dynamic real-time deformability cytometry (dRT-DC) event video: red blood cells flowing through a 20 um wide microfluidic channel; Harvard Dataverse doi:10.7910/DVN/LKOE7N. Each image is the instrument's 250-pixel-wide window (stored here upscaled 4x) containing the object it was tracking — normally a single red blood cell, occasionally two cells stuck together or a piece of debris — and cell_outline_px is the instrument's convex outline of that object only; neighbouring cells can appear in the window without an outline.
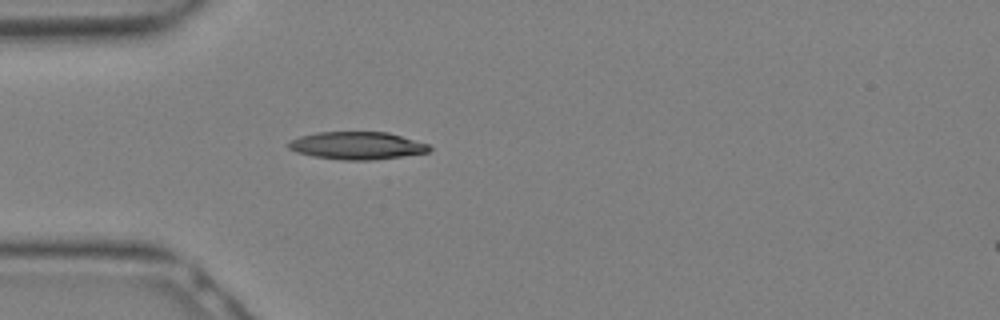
{"species": "Egyptian fruit bat (a non-hibernating species)", "species_latin": "Rousettus aegyptiacus", "temperature_condition": "warm", "stored_images_in_passage": 5, "camera_frame_rate_fps": 3000, "um_per_image_px": 0.085, "animal": {"sex": "female"}, "frame": {"image": 1, "passage_image": 1, "time_ms": 0.0, "image_size_px": [1000, 320], "cell_outline_px": [[432, 148], [428, 152], [404, 156], [372, 160], [344, 160], [312, 156], [296, 152], [288, 148], [284, 144], [288, 140], [300, 136], [316, 132], [388, 132], [428, 144]], "centroid_in_image_um": [30.29, 12.37], "position_along_channel_um": 54.7, "area_um2": 22.83}}
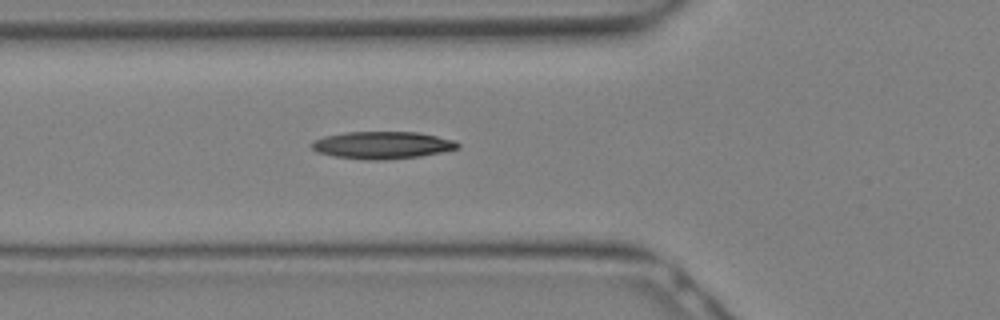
{"frame": {"image": 2, "passage_image": 3, "time_ms": 0.667, "image_size_px": [1000, 320], "cell_outline_px": [[460, 148], [420, 156], [380, 160], [368, 160], [332, 156], [316, 152], [312, 148], [312, 140], [324, 136], [348, 132], [416, 132], [436, 136], [452, 140], [460, 144]], "centroid_in_image_um": [32.45, 12.34], "position_along_channel_um": 93.3, "area_um2": 23.12}}
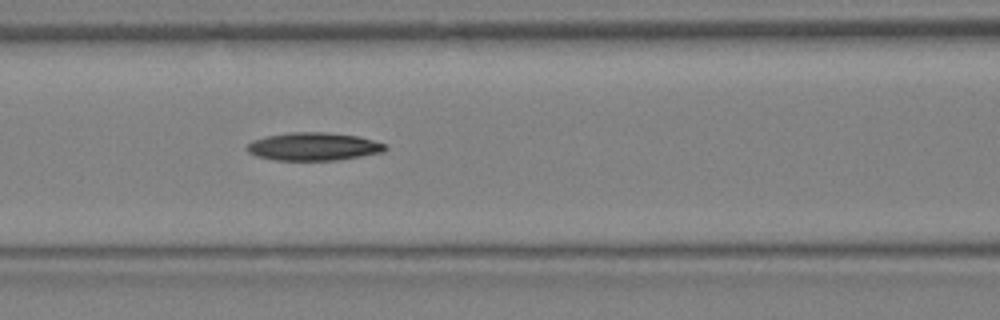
{"frame": {"image": 3, "passage_image": 5, "time_ms": 1.333, "image_size_px": [1000, 320], "cell_outline_px": [[388, 148], [384, 152], [336, 160], [276, 160], [256, 156], [248, 152], [244, 148], [252, 140], [268, 136], [292, 132], [324, 132], [360, 136], [388, 144]], "centroid_in_image_um": [26.68, 12.45], "position_along_channel_um": 139.9, "area_um2": 22.66}}